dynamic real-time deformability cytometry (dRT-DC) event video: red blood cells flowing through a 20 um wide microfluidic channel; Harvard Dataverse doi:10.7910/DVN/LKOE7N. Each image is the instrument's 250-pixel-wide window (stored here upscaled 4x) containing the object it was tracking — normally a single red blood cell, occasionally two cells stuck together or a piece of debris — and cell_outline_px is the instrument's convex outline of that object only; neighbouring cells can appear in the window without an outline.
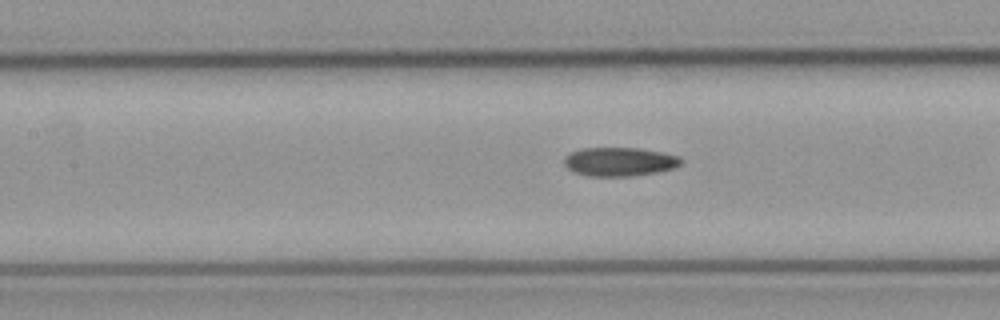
{"species": "common noctule bat (a hibernating species)", "species_latin": "Nyctalus noctula", "temperature_condition": "cold", "stored_images_in_passage": 9, "camera_frame_rate_fps": 3000, "um_per_image_px": 0.085, "animal": {"sex": "male", "body_mass_g": 23.1, "forearm_length_mm": 52.7}, "frame": {"image": 1, "passage_image": 8, "time_ms": 2.333, "image_size_px": [1000, 320], "cell_outline_px": [[680, 164], [672, 168], [656, 172], [628, 176], [588, 176], [576, 172], [568, 168], [564, 164], [564, 156], [580, 148], [640, 148], [680, 156]], "centroid_in_image_um": [52.62, 13.73], "position_along_channel_um": 154.8, "area_um2": 19.36}}